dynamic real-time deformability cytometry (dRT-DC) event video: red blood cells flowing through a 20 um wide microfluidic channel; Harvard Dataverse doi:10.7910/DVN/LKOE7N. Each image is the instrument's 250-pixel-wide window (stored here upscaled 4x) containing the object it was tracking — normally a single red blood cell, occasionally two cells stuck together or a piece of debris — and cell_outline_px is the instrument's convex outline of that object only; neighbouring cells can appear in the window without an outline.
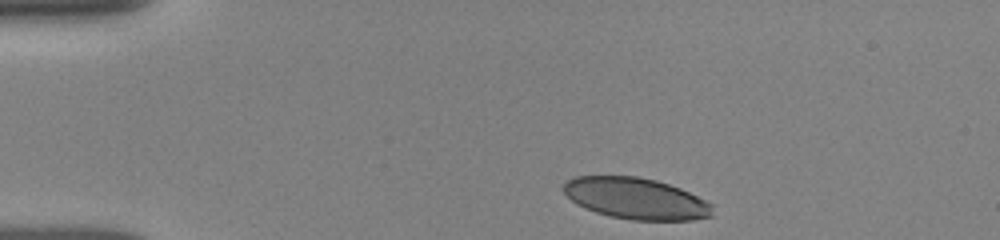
{"species": "human", "species_latin": "Homo sapiens", "temperature_condition": "room temperature", "stored_images_in_passage": 12, "camera_frame_rate_fps": 3000, "um_per_image_px": 0.085, "donor": {"sex": "female"}, "frame": {"image": 1, "passage_image": 1, "time_ms": 0.0, "image_size_px": [1000, 240], "cell_outline_px": [[712, 216], [692, 220], [632, 220], [608, 216], [596, 212], [576, 204], [564, 192], [564, 184], [568, 180], [576, 176], [636, 176], [656, 180], [680, 188], [712, 204]], "centroid_in_image_um": [54.05, 16.87], "position_along_channel_um": 30.9, "area_um2": 35.66}}
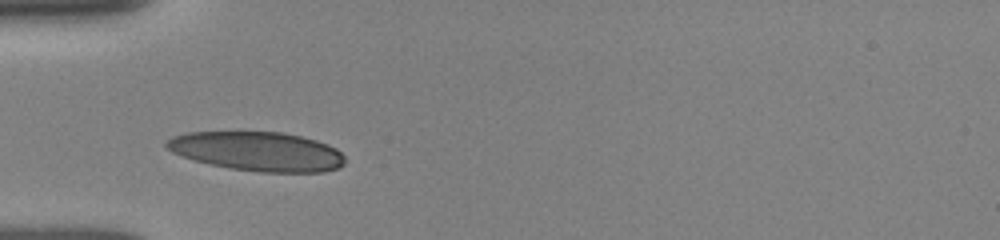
{"frame": {"image": 2, "passage_image": 7, "time_ms": 2.333, "image_size_px": [1000, 240], "cell_outline_px": [[344, 164], [340, 168], [324, 172], [260, 172], [232, 168], [212, 164], [196, 160], [172, 152], [164, 144], [172, 136], [188, 132], [284, 132], [316, 140], [328, 144], [336, 148], [344, 156]], "centroid_in_image_um": [21.93, 12.86], "position_along_channel_um": 63.1, "area_um2": 40.58}}
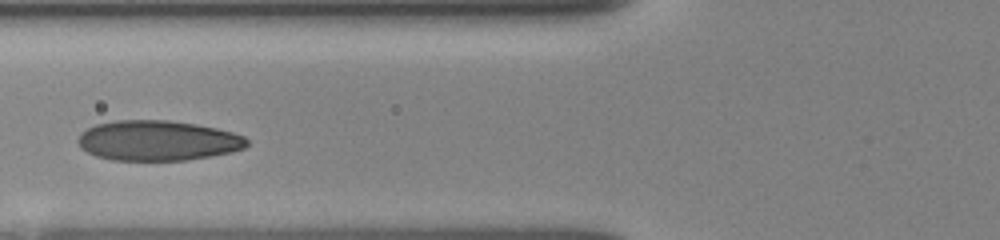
{"frame": {"image": 3, "passage_image": 10, "time_ms": 3.667, "image_size_px": [1000, 240], "cell_outline_px": [[248, 144], [244, 148], [232, 152], [212, 156], [184, 160], [112, 160], [96, 156], [80, 148], [76, 140], [88, 128], [96, 124], [116, 120], [168, 120], [196, 124], [216, 128], [232, 132], [244, 136], [248, 140]], "centroid_in_image_um": [13.42, 11.95], "position_along_channel_um": 112.4, "area_um2": 39.54}}